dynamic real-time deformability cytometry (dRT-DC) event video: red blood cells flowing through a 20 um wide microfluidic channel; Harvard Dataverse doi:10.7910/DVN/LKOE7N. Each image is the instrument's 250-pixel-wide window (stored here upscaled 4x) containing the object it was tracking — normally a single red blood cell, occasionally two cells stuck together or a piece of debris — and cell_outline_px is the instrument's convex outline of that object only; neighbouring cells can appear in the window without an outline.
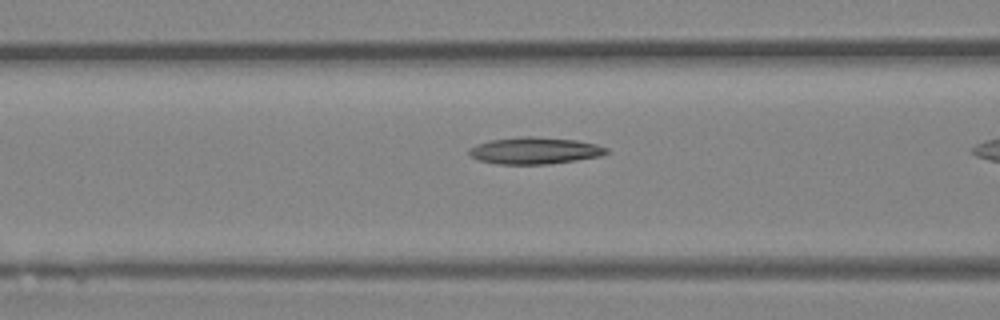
{"species": "Egyptian fruit bat (a non-hibernating species)", "species_latin": "Rousettus aegyptiacus", "temperature_condition": "room temperature", "stored_images_in_passage": 33, "camera_frame_rate_fps": 3000, "um_per_image_px": 0.085, "animal": {"sex": "female"}, "frame": {"image": 1, "passage_image": 15, "time_ms": 4.667, "image_size_px": [1000, 320], "cell_outline_px": [[608, 152], [600, 156], [576, 160], [548, 164], [496, 164], [476, 160], [468, 152], [468, 148], [476, 144], [488, 140], [524, 136], [532, 136], [576, 140], [596, 144], [608, 148]], "centroid_in_image_um": [45.41, 12.8], "position_along_channel_um": 121.2, "area_um2": 21.56}}
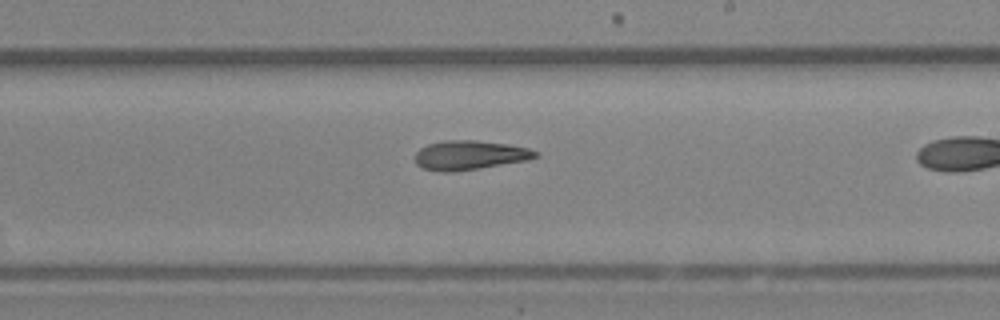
{"frame": {"image": 2, "passage_image": 24, "time_ms": 7.667, "image_size_px": [1000, 320], "cell_outline_px": [[540, 156], [528, 160], [456, 172], [444, 172], [420, 168], [416, 164], [416, 152], [420, 148], [428, 144], [444, 140], [476, 140], [508, 144], [528, 148], [536, 152]], "centroid_in_image_um": [39.91, 13.19], "position_along_channel_um": 249.1, "area_um2": 20.63}}